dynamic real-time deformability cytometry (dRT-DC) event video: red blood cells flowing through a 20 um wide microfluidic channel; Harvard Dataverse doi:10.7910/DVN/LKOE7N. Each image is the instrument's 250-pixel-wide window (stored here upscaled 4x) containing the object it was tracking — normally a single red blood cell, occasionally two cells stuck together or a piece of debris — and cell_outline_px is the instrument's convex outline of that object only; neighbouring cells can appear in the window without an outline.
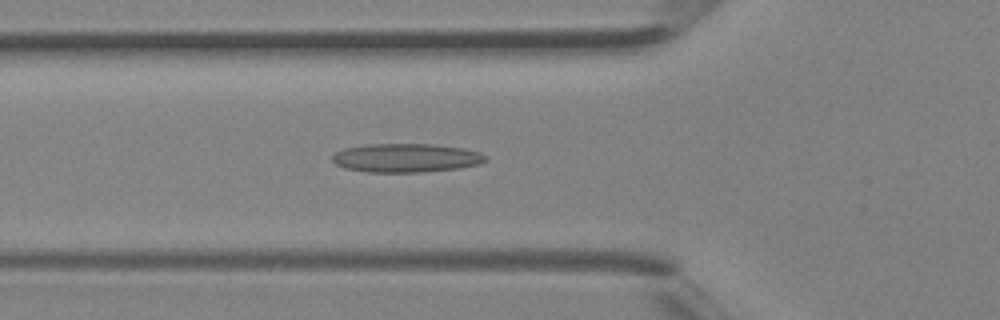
{"species": "Egyptian fruit bat (a non-hibernating species)", "species_latin": "Rousettus aegyptiacus", "temperature_condition": "room temperature", "stored_images_in_passage": 30, "segment_of_instrument_passage": [1, 2], "camera_frame_rate_fps": 3000, "um_per_image_px": 0.085, "animal": {"sex": "female"}, "frame": {"image": 1, "passage_image": 3, "time_ms": 0.667, "image_size_px": [1000, 320], "cell_outline_px": [[488, 160], [480, 164], [460, 168], [420, 172], [368, 172], [344, 168], [336, 164], [332, 160], [332, 156], [336, 152], [344, 148], [368, 144], [436, 144], [464, 148], [480, 152], [488, 156]], "centroid_in_image_um": [34.56, 13.42], "position_along_channel_um": 91.2, "area_um2": 25.89}}
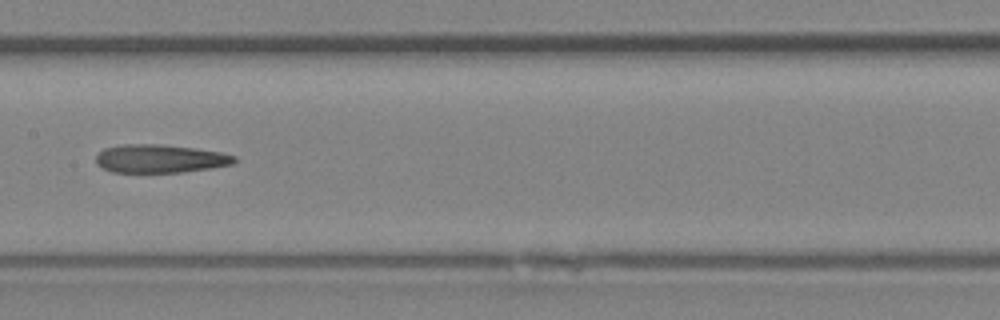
{"frame": {"image": 2, "passage_image": 9, "time_ms": 2.667, "image_size_px": [1000, 320], "cell_outline_px": [[236, 160], [232, 164], [212, 168], [184, 172], [112, 172], [96, 164], [96, 156], [104, 148], [124, 144], [156, 144], [196, 148], [220, 152], [236, 156]], "centroid_in_image_um": [13.61, 13.48], "position_along_channel_um": 193.8, "area_um2": 22.77}}
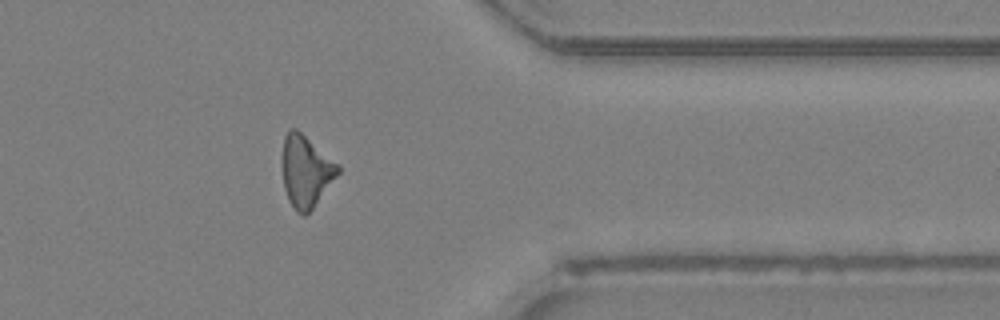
{"frame": {"image": 3, "passage_image": 21, "time_ms": 6.667, "image_size_px": [1000, 320], "cell_outline_px": [[340, 172], [312, 208], [304, 216], [296, 212], [288, 200], [284, 188], [280, 164], [284, 136], [288, 128], [296, 128], [340, 164]], "centroid_in_image_um": [25.96, 14.52], "position_along_channel_um": 385.4, "area_um2": 23.7}}